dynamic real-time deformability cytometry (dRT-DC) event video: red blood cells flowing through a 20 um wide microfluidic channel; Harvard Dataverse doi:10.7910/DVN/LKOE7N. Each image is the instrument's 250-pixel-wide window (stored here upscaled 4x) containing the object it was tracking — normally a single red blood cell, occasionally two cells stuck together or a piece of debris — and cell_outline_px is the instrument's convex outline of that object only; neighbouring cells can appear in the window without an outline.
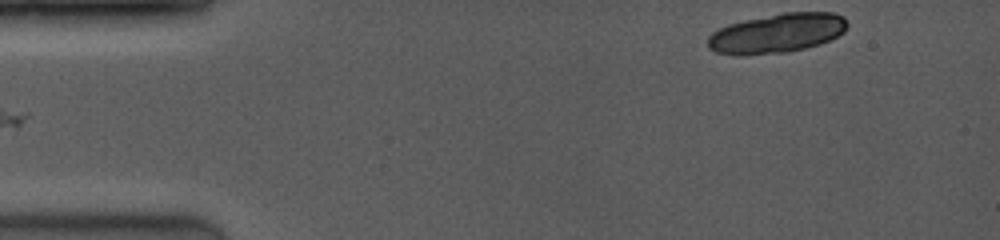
{"species": "common noctule bat (a hibernating species)", "species_latin": "Nyctalus noctula", "temperature_condition": "room temperature", "stored_images_in_passage": 2, "camera_frame_rate_fps": 4000, "um_per_image_px": 0.085, "animal": {"sex": "female", "body_mass_g": 19.0, "forearm_length_mm": 53.3}, "frame": {"image": 1, "passage_image": 2, "time_ms": 0.75, "image_size_px": [1000, 240], "cell_outline_px": [[848, 24], [844, 32], [820, 44], [788, 52], [740, 56], [716, 52], [708, 48], [708, 36], [712, 32], [728, 24], [744, 20], [784, 12], [832, 12], [844, 16]], "centroid_in_image_um": [66.03, 2.83], "position_along_channel_um": 19.0, "area_um2": 32.14}}